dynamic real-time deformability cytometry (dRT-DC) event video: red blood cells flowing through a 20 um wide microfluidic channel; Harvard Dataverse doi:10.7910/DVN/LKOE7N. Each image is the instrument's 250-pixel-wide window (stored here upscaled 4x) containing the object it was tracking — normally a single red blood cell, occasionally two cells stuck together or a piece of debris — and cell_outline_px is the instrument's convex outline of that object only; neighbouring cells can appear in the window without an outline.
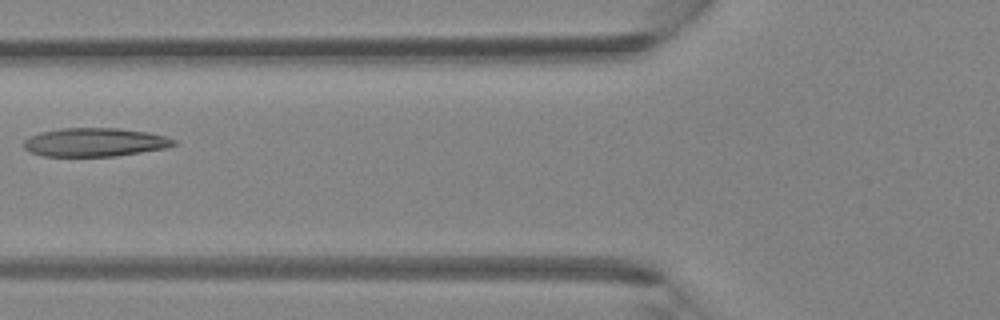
{"species": "Egyptian fruit bat (a non-hibernating species)", "species_latin": "Rousettus aegyptiacus", "temperature_condition": "room temperature", "stored_images_in_passage": 5, "camera_frame_rate_fps": 3000, "um_per_image_px": 0.085, "animal": {"sex": "female"}, "frame": {"image": 1, "passage_image": 5, "time_ms": 1.333, "image_size_px": [1000, 320], "cell_outline_px": [[176, 144], [164, 148], [116, 156], [44, 156], [28, 152], [24, 148], [24, 140], [40, 132], [60, 128], [116, 128], [148, 132], [164, 136], [176, 140]], "centroid_in_image_um": [8.03, 12.09], "position_along_channel_um": 117.8, "area_um2": 24.85}}